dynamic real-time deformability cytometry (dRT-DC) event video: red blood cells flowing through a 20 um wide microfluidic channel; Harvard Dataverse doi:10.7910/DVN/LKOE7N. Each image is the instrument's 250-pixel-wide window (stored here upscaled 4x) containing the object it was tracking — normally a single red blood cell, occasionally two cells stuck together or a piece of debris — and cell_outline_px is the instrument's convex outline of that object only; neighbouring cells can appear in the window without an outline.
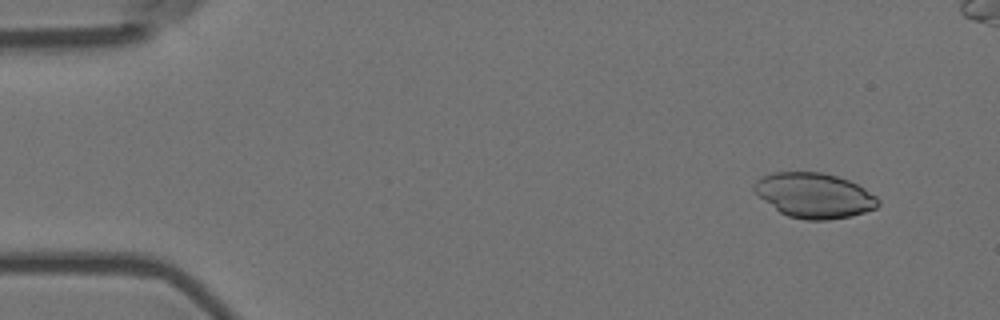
{"species": "Egyptian fruit bat (a non-hibernating species)", "species_latin": "Rousettus aegyptiacus", "temperature_condition": "room temperature", "stored_images_in_passage": 7, "camera_frame_rate_fps": 3000, "um_per_image_px": 0.085, "animal": {"sex": "female"}, "frame": {"image": 1, "passage_image": 2, "time_ms": 0.333, "image_size_px": [1000, 320], "cell_outline_px": [[880, 204], [876, 208], [852, 216], [828, 220], [808, 220], [788, 216], [780, 212], [764, 200], [752, 188], [752, 184], [756, 180], [772, 172], [820, 172], [836, 176], [848, 180], [864, 188], [876, 196], [880, 200]], "centroid_in_image_um": [69.22, 16.61], "position_along_channel_um": 15.8, "area_um2": 32.37}}